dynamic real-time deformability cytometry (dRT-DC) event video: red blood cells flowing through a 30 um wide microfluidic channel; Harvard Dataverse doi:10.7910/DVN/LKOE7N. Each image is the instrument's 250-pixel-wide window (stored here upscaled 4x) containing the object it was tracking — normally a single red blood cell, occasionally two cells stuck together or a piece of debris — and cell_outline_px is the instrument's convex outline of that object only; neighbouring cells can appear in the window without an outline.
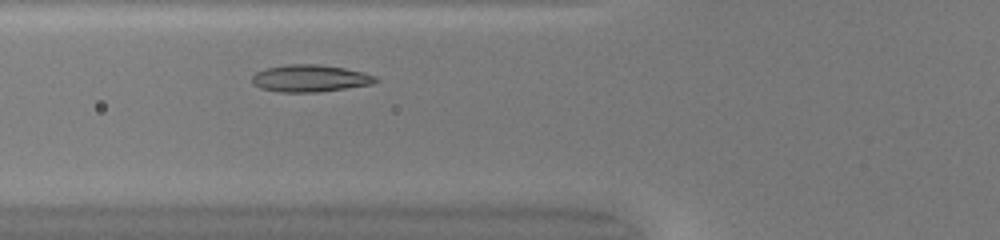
{"species": "common noctule bat (a hibernating species)", "species_latin": "Nyctalus noctula", "temperature_condition": "warm", "stored_images_in_passage": 29, "camera_frame_rate_fps": 3000, "um_per_image_px": 0.085, "animal": {"sex": "female", "body_mass_g": 20.0, "forearm_length_mm": 54.0}, "frame": {"image": 1, "passage_image": 6, "time_ms": 1.667, "image_size_px": [1000, 240], "cell_outline_px": [[380, 80], [372, 84], [320, 92], [280, 92], [260, 88], [252, 84], [252, 76], [256, 72], [268, 68], [288, 64], [320, 64], [344, 68], [364, 72], [376, 76]], "centroid_in_image_um": [26.37, 6.66], "position_along_channel_um": 99.4, "area_um2": 19.59}}
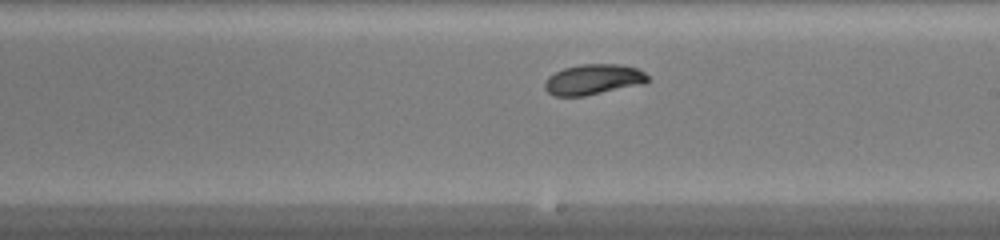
{"frame": {"image": 2, "passage_image": 16, "time_ms": 5.0, "image_size_px": [1000, 240], "cell_outline_px": [[648, 80], [644, 84], [584, 96], [556, 96], [548, 92], [544, 88], [544, 84], [548, 76], [564, 68], [580, 64], [620, 64], [636, 68], [644, 72], [648, 76]], "centroid_in_image_um": [50.43, 6.75], "position_along_channel_um": 238.6, "area_um2": 18.26}}
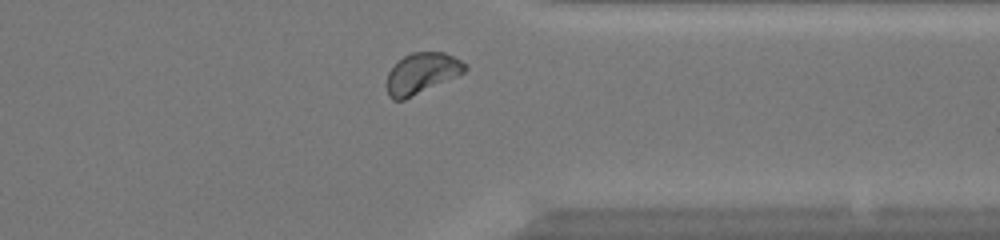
{"frame": {"image": 3, "passage_image": 26, "time_ms": 8.333, "image_size_px": [1000, 240], "cell_outline_px": [[468, 68], [464, 72], [456, 76], [404, 100], [392, 100], [388, 96], [384, 84], [388, 72], [404, 56], [412, 52], [444, 52], [468, 64]], "centroid_in_image_um": [35.81, 6.24], "position_along_channel_um": 375.6, "area_um2": 18.61}, "authors_computed_cell_mechanics": {"area_um2": 18.496, "velocity_mm_per_s": 4.1801, "shape_relaxation_time_tau1_ms": 2.9013, "shape_relaxation_time_tau2_ms": null, "deformation_change_tau1": 0.1053, "deformation_change_tau2": null}}